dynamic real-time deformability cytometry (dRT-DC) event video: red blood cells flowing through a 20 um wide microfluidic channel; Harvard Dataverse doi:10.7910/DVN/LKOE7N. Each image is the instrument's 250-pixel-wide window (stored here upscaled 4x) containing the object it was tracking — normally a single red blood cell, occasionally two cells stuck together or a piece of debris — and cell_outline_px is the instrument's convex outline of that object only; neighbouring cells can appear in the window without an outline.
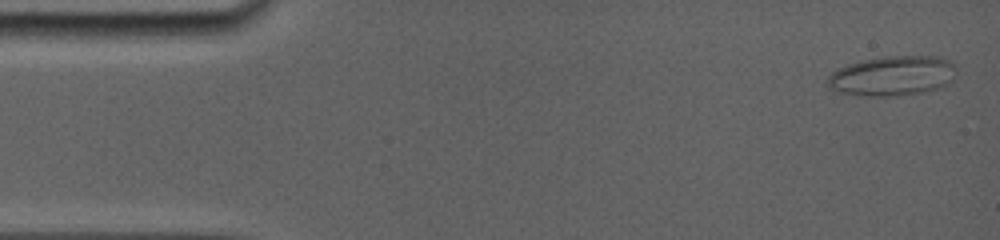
{"species": "common noctule bat (a hibernating species)", "species_latin": "Nyctalus noctula", "temperature_condition": "room temperature", "stored_images_in_passage": 46, "camera_frame_rate_fps": 5000, "um_per_image_px": 0.085, "animal": {"sex": "female", "body_mass_g": 19.0, "forearm_length_mm": 56.7}, "frame": {"image": 1, "passage_image": 2, "time_ms": 0.4, "image_size_px": [1000, 240], "cell_outline_px": [[956, 64], [952, 80], [948, 84], [936, 88], [920, 92], [888, 96], [864, 96], [836, 92], [828, 88], [824, 80], [832, 72], [848, 64], [864, 60], [888, 56], [940, 56]], "centroid_in_image_um": [75.81, 6.45], "position_along_channel_um": 9.2, "area_um2": 29.88}}
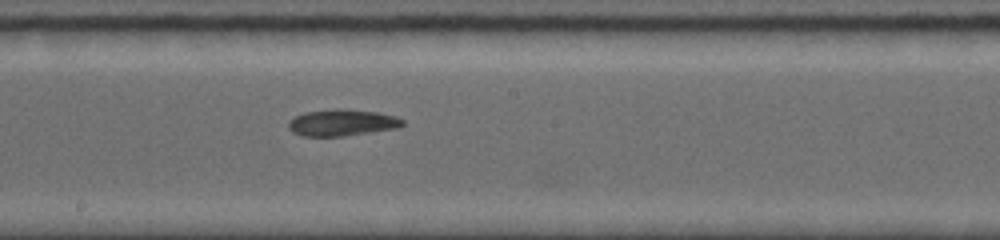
{"frame": {"image": 2, "passage_image": 28, "time_ms": 8.8, "image_size_px": [1000, 240], "cell_outline_px": [[404, 124], [396, 128], [344, 136], [304, 136], [292, 132], [288, 128], [288, 120], [304, 112], [336, 108], [344, 108], [376, 112], [396, 116], [404, 120]], "centroid_in_image_um": [29.05, 10.41], "position_along_channel_um": 219.2, "area_um2": 17.74}}
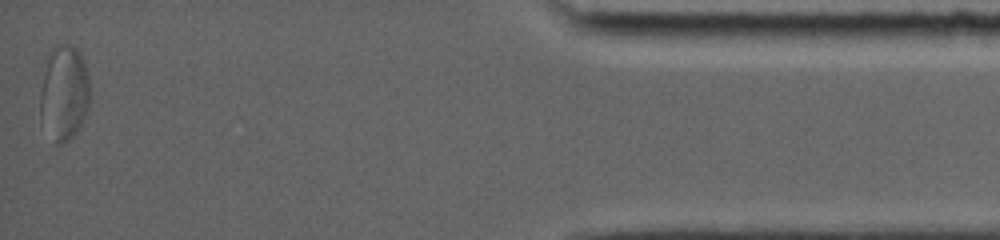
{"frame": {"image": 3, "passage_image": 46, "time_ms": 16.0, "image_size_px": [1000, 240], "cell_outline_px": [[88, 108], [80, 128], [68, 140], [60, 144], [56, 144], [40, 124], [40, 92], [48, 52], [56, 44], [68, 44], [76, 48], [80, 52], [88, 76]], "centroid_in_image_um": [5.41, 7.91], "position_along_channel_um": 429.8, "area_um2": 27.74}, "authors_computed_cell_mechanics": {"area_um2": 19.9121, "velocity_mm_per_s": 3.8469, "shape_relaxation_time_tau1_ms": null, "shape_relaxation_time_tau2_ms": 3.598, "deformation_change_tau1": null, "deformation_change_tau2": 0.0696}}